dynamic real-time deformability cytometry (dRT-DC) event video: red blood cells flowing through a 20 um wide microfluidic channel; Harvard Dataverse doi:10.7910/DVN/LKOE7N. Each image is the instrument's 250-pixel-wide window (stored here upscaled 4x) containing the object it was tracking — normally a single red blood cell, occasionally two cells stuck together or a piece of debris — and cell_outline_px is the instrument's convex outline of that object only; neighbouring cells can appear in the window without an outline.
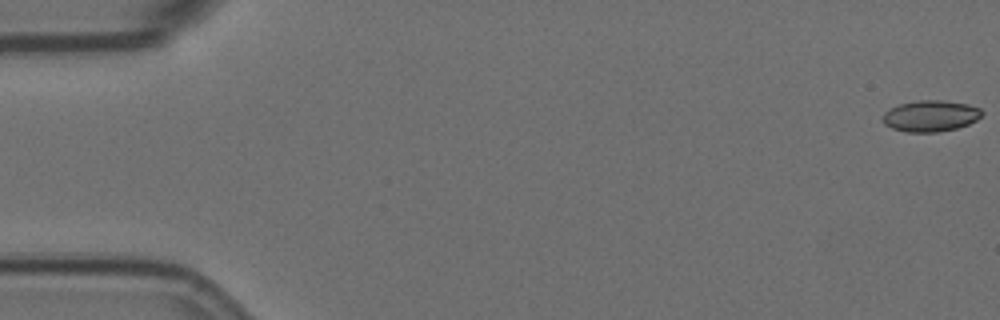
{"species": "Egyptian fruit bat (a non-hibernating species)", "species_latin": "Rousettus aegyptiacus", "temperature_condition": "room temperature", "stored_images_in_passage": 17, "camera_frame_rate_fps": 3000, "um_per_image_px": 0.085, "animal": {"sex": "female"}, "frame": {"image": 1, "passage_image": 1, "time_ms": 0.0, "image_size_px": [1000, 320], "cell_outline_px": [[984, 112], [976, 120], [968, 124], [956, 128], [936, 132], [908, 132], [892, 128], [884, 124], [880, 120], [884, 112], [900, 104], [916, 100], [944, 100], [968, 104], [980, 108]], "centroid_in_image_um": [79.08, 9.85], "position_along_channel_um": 5.9, "area_um2": 18.09}}
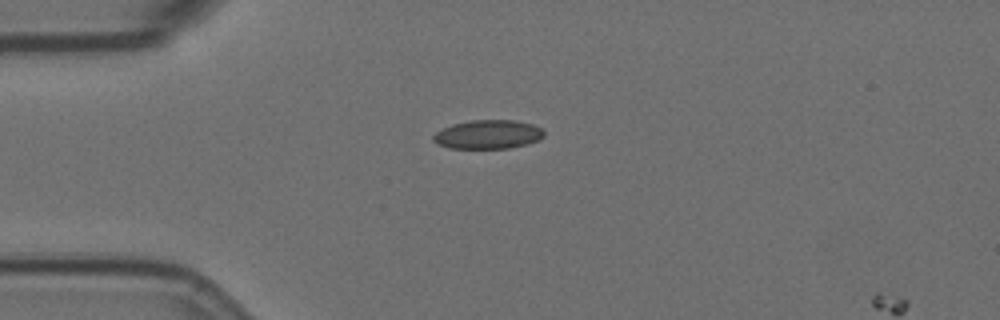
{"frame": {"image": 2, "passage_image": 15, "time_ms": 4.667, "image_size_px": [1000, 320], "cell_outline_px": [[544, 136], [540, 140], [528, 144], [508, 148], [448, 148], [436, 144], [432, 140], [432, 136], [436, 132], [452, 124], [472, 120], [516, 120], [532, 124], [540, 128], [544, 132]], "centroid_in_image_um": [41.48, 11.43], "position_along_channel_um": 43.5, "area_um2": 18.73}}